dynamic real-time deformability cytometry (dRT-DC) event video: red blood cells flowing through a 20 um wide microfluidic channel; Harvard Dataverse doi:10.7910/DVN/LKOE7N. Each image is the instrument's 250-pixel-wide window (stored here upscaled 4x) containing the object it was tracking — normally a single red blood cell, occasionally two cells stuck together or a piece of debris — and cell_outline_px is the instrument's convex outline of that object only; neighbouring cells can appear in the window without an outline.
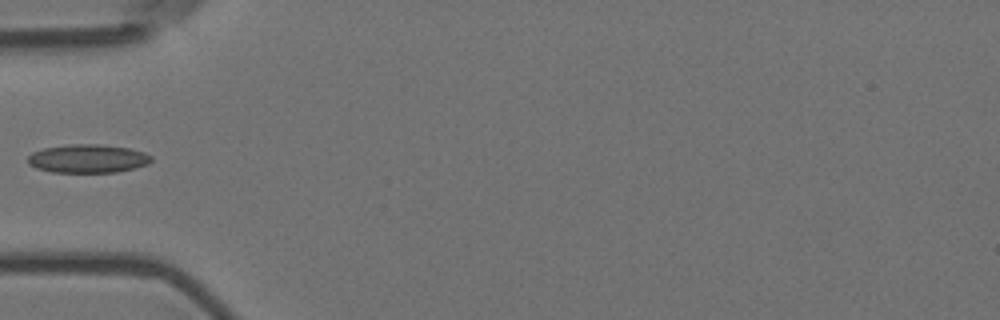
{"species": "Egyptian fruit bat (a non-hibernating species)", "species_latin": "Rousettus aegyptiacus", "temperature_condition": "room temperature", "stored_images_in_passage": 1, "camera_frame_rate_fps": 3000, "um_per_image_px": 0.085, "animal": {"sex": "female"}, "frame": {"image": 1, "passage_image": 1, "time_ms": 0.0, "image_size_px": [1000, 320], "cell_outline_px": [[152, 160], [148, 164], [136, 168], [116, 172], [52, 172], [36, 168], [28, 164], [28, 156], [32, 152], [44, 148], [72, 144], [100, 144], [128, 148], [144, 152], [152, 156]], "centroid_in_image_um": [7.47, 13.48], "position_along_channel_um": 77.5, "area_um2": 20.52}}